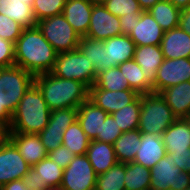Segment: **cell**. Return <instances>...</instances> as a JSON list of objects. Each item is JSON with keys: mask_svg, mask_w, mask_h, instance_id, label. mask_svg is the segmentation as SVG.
I'll use <instances>...</instances> for the list:
<instances>
[{"mask_svg": "<svg viewBox=\"0 0 190 190\" xmlns=\"http://www.w3.org/2000/svg\"><path fill=\"white\" fill-rule=\"evenodd\" d=\"M159 1L161 0H138V3L142 11H148Z\"/></svg>", "mask_w": 190, "mask_h": 190, "instance_id": "681fc988", "label": "cell"}, {"mask_svg": "<svg viewBox=\"0 0 190 190\" xmlns=\"http://www.w3.org/2000/svg\"><path fill=\"white\" fill-rule=\"evenodd\" d=\"M160 48L164 59L190 58V35L180 27L165 31Z\"/></svg>", "mask_w": 190, "mask_h": 190, "instance_id": "ffe728a7", "label": "cell"}, {"mask_svg": "<svg viewBox=\"0 0 190 190\" xmlns=\"http://www.w3.org/2000/svg\"><path fill=\"white\" fill-rule=\"evenodd\" d=\"M43 190H60V189L57 187H47V188H44Z\"/></svg>", "mask_w": 190, "mask_h": 190, "instance_id": "db71d44e", "label": "cell"}, {"mask_svg": "<svg viewBox=\"0 0 190 190\" xmlns=\"http://www.w3.org/2000/svg\"><path fill=\"white\" fill-rule=\"evenodd\" d=\"M118 67L128 80L130 89L139 95L153 92V86L145 79L141 67L133 59L120 63Z\"/></svg>", "mask_w": 190, "mask_h": 190, "instance_id": "f546056e", "label": "cell"}, {"mask_svg": "<svg viewBox=\"0 0 190 190\" xmlns=\"http://www.w3.org/2000/svg\"><path fill=\"white\" fill-rule=\"evenodd\" d=\"M97 174L86 155H76L63 170L60 190H95Z\"/></svg>", "mask_w": 190, "mask_h": 190, "instance_id": "9c48e42d", "label": "cell"}, {"mask_svg": "<svg viewBox=\"0 0 190 190\" xmlns=\"http://www.w3.org/2000/svg\"><path fill=\"white\" fill-rule=\"evenodd\" d=\"M87 158L97 175L107 172L118 163L114 146L98 140H91L86 151Z\"/></svg>", "mask_w": 190, "mask_h": 190, "instance_id": "cb8c5ba5", "label": "cell"}, {"mask_svg": "<svg viewBox=\"0 0 190 190\" xmlns=\"http://www.w3.org/2000/svg\"><path fill=\"white\" fill-rule=\"evenodd\" d=\"M122 34L119 17L110 13L104 5H93L86 37L105 41Z\"/></svg>", "mask_w": 190, "mask_h": 190, "instance_id": "4fadbf2b", "label": "cell"}, {"mask_svg": "<svg viewBox=\"0 0 190 190\" xmlns=\"http://www.w3.org/2000/svg\"><path fill=\"white\" fill-rule=\"evenodd\" d=\"M172 158L174 159V162L176 166L181 170L185 172H190V152L187 153H169Z\"/></svg>", "mask_w": 190, "mask_h": 190, "instance_id": "f6af8a7d", "label": "cell"}, {"mask_svg": "<svg viewBox=\"0 0 190 190\" xmlns=\"http://www.w3.org/2000/svg\"><path fill=\"white\" fill-rule=\"evenodd\" d=\"M141 18V12L138 15H123L119 17V21L122 27V32L125 35H128L132 32V29L135 28V24L138 23Z\"/></svg>", "mask_w": 190, "mask_h": 190, "instance_id": "ee69618b", "label": "cell"}, {"mask_svg": "<svg viewBox=\"0 0 190 190\" xmlns=\"http://www.w3.org/2000/svg\"><path fill=\"white\" fill-rule=\"evenodd\" d=\"M34 83L51 111L79 107L89 96V88L82 82L60 78L51 72L36 75Z\"/></svg>", "mask_w": 190, "mask_h": 190, "instance_id": "7a4b0ae2", "label": "cell"}, {"mask_svg": "<svg viewBox=\"0 0 190 190\" xmlns=\"http://www.w3.org/2000/svg\"><path fill=\"white\" fill-rule=\"evenodd\" d=\"M47 156L56 164H58L62 169H65L74 159L75 154L72 153L63 144H61L58 148L49 152Z\"/></svg>", "mask_w": 190, "mask_h": 190, "instance_id": "b9f144b4", "label": "cell"}, {"mask_svg": "<svg viewBox=\"0 0 190 190\" xmlns=\"http://www.w3.org/2000/svg\"><path fill=\"white\" fill-rule=\"evenodd\" d=\"M172 109L160 93L150 92L141 95L139 128L141 133L162 136L164 131L175 122Z\"/></svg>", "mask_w": 190, "mask_h": 190, "instance_id": "5b68a950", "label": "cell"}, {"mask_svg": "<svg viewBox=\"0 0 190 190\" xmlns=\"http://www.w3.org/2000/svg\"><path fill=\"white\" fill-rule=\"evenodd\" d=\"M167 154L162 136L151 133H142L141 147L137 150L134 162L146 168H153L158 161Z\"/></svg>", "mask_w": 190, "mask_h": 190, "instance_id": "44dd1931", "label": "cell"}, {"mask_svg": "<svg viewBox=\"0 0 190 190\" xmlns=\"http://www.w3.org/2000/svg\"><path fill=\"white\" fill-rule=\"evenodd\" d=\"M125 163H117L107 172L97 175L95 190H125Z\"/></svg>", "mask_w": 190, "mask_h": 190, "instance_id": "e575fe53", "label": "cell"}, {"mask_svg": "<svg viewBox=\"0 0 190 190\" xmlns=\"http://www.w3.org/2000/svg\"><path fill=\"white\" fill-rule=\"evenodd\" d=\"M77 49L92 63L97 74L109 68V56L104 41L83 36Z\"/></svg>", "mask_w": 190, "mask_h": 190, "instance_id": "484cf974", "label": "cell"}, {"mask_svg": "<svg viewBox=\"0 0 190 190\" xmlns=\"http://www.w3.org/2000/svg\"><path fill=\"white\" fill-rule=\"evenodd\" d=\"M122 130L118 127L116 120L112 117L111 114L107 116L103 123L102 135H98L95 140L114 144L116 139L122 134Z\"/></svg>", "mask_w": 190, "mask_h": 190, "instance_id": "60d3db41", "label": "cell"}, {"mask_svg": "<svg viewBox=\"0 0 190 190\" xmlns=\"http://www.w3.org/2000/svg\"><path fill=\"white\" fill-rule=\"evenodd\" d=\"M30 167L11 141L0 146V187L23 179Z\"/></svg>", "mask_w": 190, "mask_h": 190, "instance_id": "7c38bea8", "label": "cell"}, {"mask_svg": "<svg viewBox=\"0 0 190 190\" xmlns=\"http://www.w3.org/2000/svg\"><path fill=\"white\" fill-rule=\"evenodd\" d=\"M177 119L190 118V81H184L160 92Z\"/></svg>", "mask_w": 190, "mask_h": 190, "instance_id": "603a6c76", "label": "cell"}, {"mask_svg": "<svg viewBox=\"0 0 190 190\" xmlns=\"http://www.w3.org/2000/svg\"><path fill=\"white\" fill-rule=\"evenodd\" d=\"M104 6L117 17L126 14L127 16L138 15L142 11L138 0H109Z\"/></svg>", "mask_w": 190, "mask_h": 190, "instance_id": "74e56055", "label": "cell"}, {"mask_svg": "<svg viewBox=\"0 0 190 190\" xmlns=\"http://www.w3.org/2000/svg\"><path fill=\"white\" fill-rule=\"evenodd\" d=\"M93 5H104L106 4L109 0H90Z\"/></svg>", "mask_w": 190, "mask_h": 190, "instance_id": "816d5d0a", "label": "cell"}, {"mask_svg": "<svg viewBox=\"0 0 190 190\" xmlns=\"http://www.w3.org/2000/svg\"><path fill=\"white\" fill-rule=\"evenodd\" d=\"M14 63V43L0 38V68L12 66Z\"/></svg>", "mask_w": 190, "mask_h": 190, "instance_id": "7bdbcfd3", "label": "cell"}, {"mask_svg": "<svg viewBox=\"0 0 190 190\" xmlns=\"http://www.w3.org/2000/svg\"><path fill=\"white\" fill-rule=\"evenodd\" d=\"M14 51V65L34 76L51 72L58 54L37 26L23 28L14 44Z\"/></svg>", "mask_w": 190, "mask_h": 190, "instance_id": "6da1fadb", "label": "cell"}, {"mask_svg": "<svg viewBox=\"0 0 190 190\" xmlns=\"http://www.w3.org/2000/svg\"><path fill=\"white\" fill-rule=\"evenodd\" d=\"M26 189L27 186L23 179H17L11 181L0 187V190H26Z\"/></svg>", "mask_w": 190, "mask_h": 190, "instance_id": "c3c4849f", "label": "cell"}, {"mask_svg": "<svg viewBox=\"0 0 190 190\" xmlns=\"http://www.w3.org/2000/svg\"><path fill=\"white\" fill-rule=\"evenodd\" d=\"M89 89L122 91L130 89V87L119 67H113L100 71L97 74L95 84Z\"/></svg>", "mask_w": 190, "mask_h": 190, "instance_id": "836d02e7", "label": "cell"}, {"mask_svg": "<svg viewBox=\"0 0 190 190\" xmlns=\"http://www.w3.org/2000/svg\"><path fill=\"white\" fill-rule=\"evenodd\" d=\"M184 81H190V58L164 59L156 72L153 92L160 93Z\"/></svg>", "mask_w": 190, "mask_h": 190, "instance_id": "8fae6325", "label": "cell"}, {"mask_svg": "<svg viewBox=\"0 0 190 190\" xmlns=\"http://www.w3.org/2000/svg\"><path fill=\"white\" fill-rule=\"evenodd\" d=\"M37 27L58 54L78 48L81 37L62 13L37 21Z\"/></svg>", "mask_w": 190, "mask_h": 190, "instance_id": "8992f818", "label": "cell"}, {"mask_svg": "<svg viewBox=\"0 0 190 190\" xmlns=\"http://www.w3.org/2000/svg\"><path fill=\"white\" fill-rule=\"evenodd\" d=\"M142 133L137 129L123 132L114 142V151L118 163H129L134 161L137 150L141 147Z\"/></svg>", "mask_w": 190, "mask_h": 190, "instance_id": "83f0119b", "label": "cell"}, {"mask_svg": "<svg viewBox=\"0 0 190 190\" xmlns=\"http://www.w3.org/2000/svg\"><path fill=\"white\" fill-rule=\"evenodd\" d=\"M0 14L13 19L23 28L37 26L32 5L20 0H0Z\"/></svg>", "mask_w": 190, "mask_h": 190, "instance_id": "4316f807", "label": "cell"}, {"mask_svg": "<svg viewBox=\"0 0 190 190\" xmlns=\"http://www.w3.org/2000/svg\"><path fill=\"white\" fill-rule=\"evenodd\" d=\"M51 73L60 78L80 81L88 88L95 84L97 77L92 63L78 49L57 54Z\"/></svg>", "mask_w": 190, "mask_h": 190, "instance_id": "52a82bcc", "label": "cell"}, {"mask_svg": "<svg viewBox=\"0 0 190 190\" xmlns=\"http://www.w3.org/2000/svg\"><path fill=\"white\" fill-rule=\"evenodd\" d=\"M92 9L90 0H67L64 5L62 14L80 37L87 35Z\"/></svg>", "mask_w": 190, "mask_h": 190, "instance_id": "ac0fdd59", "label": "cell"}, {"mask_svg": "<svg viewBox=\"0 0 190 190\" xmlns=\"http://www.w3.org/2000/svg\"><path fill=\"white\" fill-rule=\"evenodd\" d=\"M62 144L76 155H85L90 144V139L84 133L78 120L73 122L62 135Z\"/></svg>", "mask_w": 190, "mask_h": 190, "instance_id": "d6a6232c", "label": "cell"}, {"mask_svg": "<svg viewBox=\"0 0 190 190\" xmlns=\"http://www.w3.org/2000/svg\"><path fill=\"white\" fill-rule=\"evenodd\" d=\"M150 169L133 162L125 163V190H149Z\"/></svg>", "mask_w": 190, "mask_h": 190, "instance_id": "4dcf8cb0", "label": "cell"}, {"mask_svg": "<svg viewBox=\"0 0 190 190\" xmlns=\"http://www.w3.org/2000/svg\"><path fill=\"white\" fill-rule=\"evenodd\" d=\"M10 141L31 167L48 155L38 134L11 133Z\"/></svg>", "mask_w": 190, "mask_h": 190, "instance_id": "d6986e66", "label": "cell"}, {"mask_svg": "<svg viewBox=\"0 0 190 190\" xmlns=\"http://www.w3.org/2000/svg\"><path fill=\"white\" fill-rule=\"evenodd\" d=\"M179 27L190 35V7L181 10Z\"/></svg>", "mask_w": 190, "mask_h": 190, "instance_id": "7dc6e473", "label": "cell"}, {"mask_svg": "<svg viewBox=\"0 0 190 190\" xmlns=\"http://www.w3.org/2000/svg\"><path fill=\"white\" fill-rule=\"evenodd\" d=\"M141 109V95L132 103L126 105L111 115L116 120L122 132L134 131L139 128V118Z\"/></svg>", "mask_w": 190, "mask_h": 190, "instance_id": "1f68e13d", "label": "cell"}, {"mask_svg": "<svg viewBox=\"0 0 190 190\" xmlns=\"http://www.w3.org/2000/svg\"><path fill=\"white\" fill-rule=\"evenodd\" d=\"M109 56V68L118 67L120 63L132 60L136 44L125 34L111 37L104 41Z\"/></svg>", "mask_w": 190, "mask_h": 190, "instance_id": "d4e9b609", "label": "cell"}, {"mask_svg": "<svg viewBox=\"0 0 190 190\" xmlns=\"http://www.w3.org/2000/svg\"><path fill=\"white\" fill-rule=\"evenodd\" d=\"M164 32L149 11H141V18L135 24L129 37L136 46L160 45Z\"/></svg>", "mask_w": 190, "mask_h": 190, "instance_id": "e0dca14e", "label": "cell"}, {"mask_svg": "<svg viewBox=\"0 0 190 190\" xmlns=\"http://www.w3.org/2000/svg\"><path fill=\"white\" fill-rule=\"evenodd\" d=\"M133 60L141 67L145 79L153 85L156 72L164 61L160 45L136 46Z\"/></svg>", "mask_w": 190, "mask_h": 190, "instance_id": "7402d4cb", "label": "cell"}, {"mask_svg": "<svg viewBox=\"0 0 190 190\" xmlns=\"http://www.w3.org/2000/svg\"><path fill=\"white\" fill-rule=\"evenodd\" d=\"M51 110L34 83L18 104L10 122L11 133L38 134L49 123Z\"/></svg>", "mask_w": 190, "mask_h": 190, "instance_id": "3957f363", "label": "cell"}, {"mask_svg": "<svg viewBox=\"0 0 190 190\" xmlns=\"http://www.w3.org/2000/svg\"><path fill=\"white\" fill-rule=\"evenodd\" d=\"M139 94L132 90L110 91L104 89H89L88 99L108 114H112L132 103Z\"/></svg>", "mask_w": 190, "mask_h": 190, "instance_id": "5bb4252c", "label": "cell"}, {"mask_svg": "<svg viewBox=\"0 0 190 190\" xmlns=\"http://www.w3.org/2000/svg\"><path fill=\"white\" fill-rule=\"evenodd\" d=\"M34 77L17 65L0 68V118L12 119L20 100L34 84Z\"/></svg>", "mask_w": 190, "mask_h": 190, "instance_id": "277c9868", "label": "cell"}, {"mask_svg": "<svg viewBox=\"0 0 190 190\" xmlns=\"http://www.w3.org/2000/svg\"><path fill=\"white\" fill-rule=\"evenodd\" d=\"M66 1L67 0H34L32 8L36 21L61 14Z\"/></svg>", "mask_w": 190, "mask_h": 190, "instance_id": "d590c367", "label": "cell"}, {"mask_svg": "<svg viewBox=\"0 0 190 190\" xmlns=\"http://www.w3.org/2000/svg\"><path fill=\"white\" fill-rule=\"evenodd\" d=\"M179 9H185L190 7V0H169Z\"/></svg>", "mask_w": 190, "mask_h": 190, "instance_id": "f907efd6", "label": "cell"}, {"mask_svg": "<svg viewBox=\"0 0 190 190\" xmlns=\"http://www.w3.org/2000/svg\"><path fill=\"white\" fill-rule=\"evenodd\" d=\"M150 173V190H187L190 187V172L181 171L169 153L150 169Z\"/></svg>", "mask_w": 190, "mask_h": 190, "instance_id": "ba28073f", "label": "cell"}, {"mask_svg": "<svg viewBox=\"0 0 190 190\" xmlns=\"http://www.w3.org/2000/svg\"><path fill=\"white\" fill-rule=\"evenodd\" d=\"M20 1L28 3L30 5H33V3H34V0H20Z\"/></svg>", "mask_w": 190, "mask_h": 190, "instance_id": "f5cc1de1", "label": "cell"}, {"mask_svg": "<svg viewBox=\"0 0 190 190\" xmlns=\"http://www.w3.org/2000/svg\"><path fill=\"white\" fill-rule=\"evenodd\" d=\"M63 133L64 129L57 128H44L40 133H38L41 143L44 145L47 153L55 150L62 144Z\"/></svg>", "mask_w": 190, "mask_h": 190, "instance_id": "ab89813d", "label": "cell"}, {"mask_svg": "<svg viewBox=\"0 0 190 190\" xmlns=\"http://www.w3.org/2000/svg\"><path fill=\"white\" fill-rule=\"evenodd\" d=\"M23 27L6 15L0 14V38L16 43Z\"/></svg>", "mask_w": 190, "mask_h": 190, "instance_id": "f35d334b", "label": "cell"}, {"mask_svg": "<svg viewBox=\"0 0 190 190\" xmlns=\"http://www.w3.org/2000/svg\"><path fill=\"white\" fill-rule=\"evenodd\" d=\"M11 119H2L0 118V146L10 141Z\"/></svg>", "mask_w": 190, "mask_h": 190, "instance_id": "bcb514c9", "label": "cell"}, {"mask_svg": "<svg viewBox=\"0 0 190 190\" xmlns=\"http://www.w3.org/2000/svg\"><path fill=\"white\" fill-rule=\"evenodd\" d=\"M78 107H67L51 111L49 123L45 128L64 129V131L77 120Z\"/></svg>", "mask_w": 190, "mask_h": 190, "instance_id": "8d00e7d4", "label": "cell"}, {"mask_svg": "<svg viewBox=\"0 0 190 190\" xmlns=\"http://www.w3.org/2000/svg\"><path fill=\"white\" fill-rule=\"evenodd\" d=\"M63 170L58 164L48 156L39 163L30 167L23 180L27 188L43 190L47 187L60 188Z\"/></svg>", "mask_w": 190, "mask_h": 190, "instance_id": "30bf717a", "label": "cell"}, {"mask_svg": "<svg viewBox=\"0 0 190 190\" xmlns=\"http://www.w3.org/2000/svg\"><path fill=\"white\" fill-rule=\"evenodd\" d=\"M148 11L164 31L179 27L181 9L169 0L157 2Z\"/></svg>", "mask_w": 190, "mask_h": 190, "instance_id": "f1b7e54d", "label": "cell"}, {"mask_svg": "<svg viewBox=\"0 0 190 190\" xmlns=\"http://www.w3.org/2000/svg\"><path fill=\"white\" fill-rule=\"evenodd\" d=\"M109 114L87 99L78 107L77 120L90 140L102 135V127Z\"/></svg>", "mask_w": 190, "mask_h": 190, "instance_id": "2e32d148", "label": "cell"}, {"mask_svg": "<svg viewBox=\"0 0 190 190\" xmlns=\"http://www.w3.org/2000/svg\"><path fill=\"white\" fill-rule=\"evenodd\" d=\"M167 153L190 152V118L176 119L162 134Z\"/></svg>", "mask_w": 190, "mask_h": 190, "instance_id": "9a60e30c", "label": "cell"}]
</instances>
